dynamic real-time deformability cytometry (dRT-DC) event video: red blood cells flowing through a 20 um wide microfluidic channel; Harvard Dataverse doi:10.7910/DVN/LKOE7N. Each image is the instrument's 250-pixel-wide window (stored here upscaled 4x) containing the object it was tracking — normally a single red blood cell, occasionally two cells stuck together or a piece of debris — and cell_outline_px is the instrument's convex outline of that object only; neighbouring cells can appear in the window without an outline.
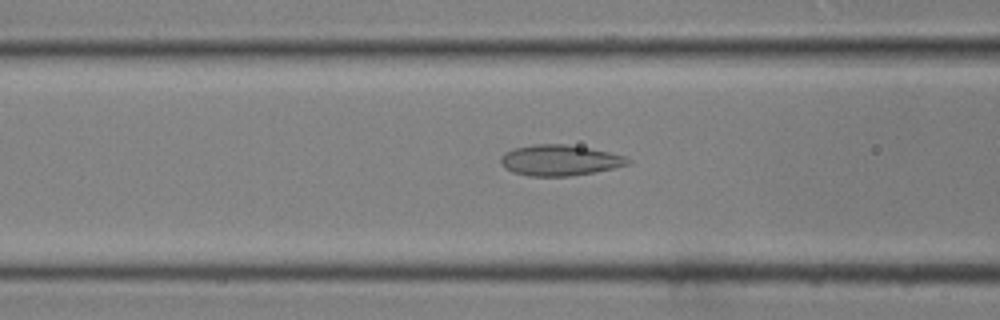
{"species": "common noctule bat (a hibernating species)", "species_latin": "Nyctalus noctula", "temperature_condition": "room temperature", "stored_images_in_passage": 21, "camera_frame_rate_fps": 3000, "um_per_image_px": 0.085, "animal": {"sex": "male", "body_mass_g": 19.0, "forearm_length_mm": 50.8}, "frame": {"image": 1, "passage_image": 6, "time_ms": 1.667, "image_size_px": [1000, 320], "cell_outline_px": [[632, 160], [628, 164], [612, 168], [592, 172], [568, 176], [528, 176], [512, 172], [504, 168], [500, 164], [500, 156], [504, 152], [516, 148], [532, 144], [564, 144], [588, 148], [608, 152], [624, 156]], "centroid_in_image_um": [47.5, 13.62], "position_along_channel_um": 119.1, "area_um2": 22.66}}
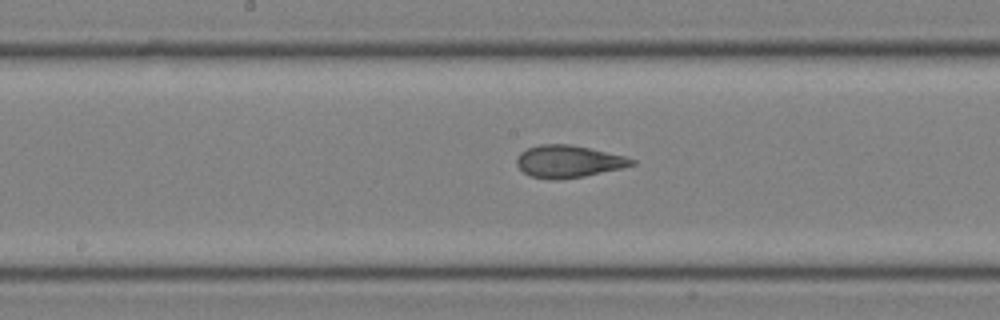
{"frame": {"image": 2, "passage_image": 11, "time_ms": 3.333, "image_size_px": [1000, 320], "cell_outline_px": [[636, 164], [620, 168], [584, 176], [556, 180], [528, 176], [516, 164], [516, 160], [520, 152], [528, 148], [540, 144], [572, 144], [624, 156], [636, 160]], "centroid_in_image_um": [48.29, 13.72], "position_along_channel_um": 199.9, "area_um2": 21.5}}
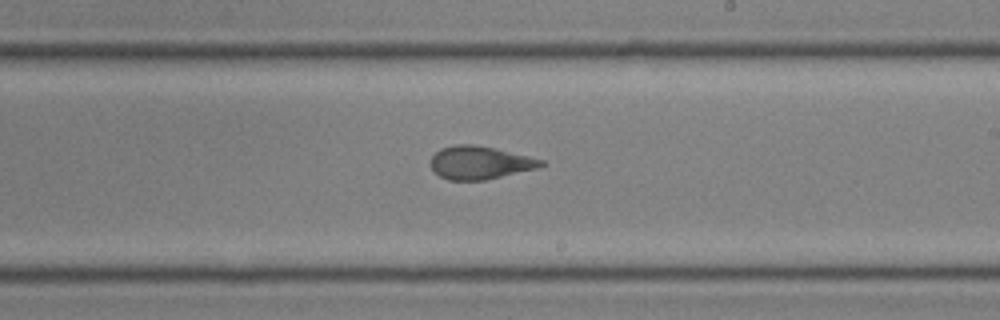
{"frame": {"image": 3, "passage_image": 14, "time_ms": 4.333, "image_size_px": [1000, 320], "cell_outline_px": [[544, 164], [536, 168], [484, 180], [448, 180], [440, 176], [432, 168], [432, 156], [440, 148], [456, 144], [472, 144], [496, 148], [544, 160]], "centroid_in_image_um": [40.77, 13.81], "position_along_channel_um": 248.2, "area_um2": 20.98}}